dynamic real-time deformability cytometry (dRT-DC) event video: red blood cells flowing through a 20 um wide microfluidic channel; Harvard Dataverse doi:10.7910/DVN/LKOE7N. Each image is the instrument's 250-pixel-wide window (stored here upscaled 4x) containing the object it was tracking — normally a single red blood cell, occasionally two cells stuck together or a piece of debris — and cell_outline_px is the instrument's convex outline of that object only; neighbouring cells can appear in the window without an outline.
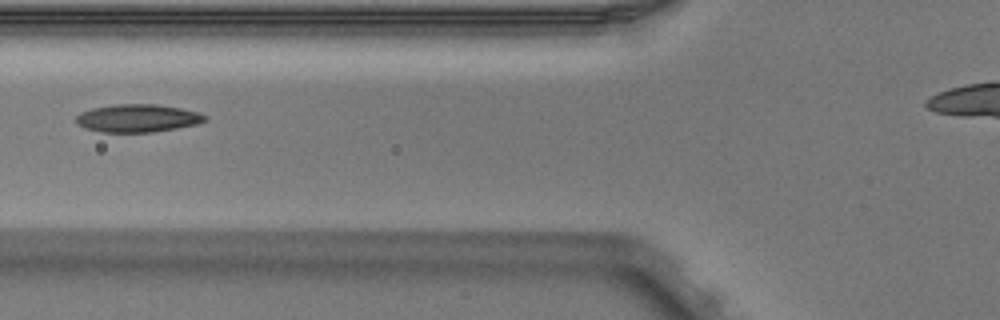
{"species": "Egyptian fruit bat (a non-hibernating species)", "species_latin": "Rousettus aegyptiacus", "temperature_condition": "warm", "stored_images_in_passage": 3, "camera_frame_rate_fps": 3000, "um_per_image_px": 0.085, "animal": {"sex": "male"}, "frame": {"image": 1, "passage_image": 2, "time_ms": 0.333, "image_size_px": [1000, 320], "cell_outline_px": [[208, 116], [204, 120], [196, 124], [176, 128], [152, 132], [100, 132], [76, 124], [76, 116], [80, 112], [92, 108], [116, 104], [156, 104], [180, 108], [196, 112]], "centroid_in_image_um": [11.66, 10.04], "position_along_channel_um": 114.1, "area_um2": 20.75}}